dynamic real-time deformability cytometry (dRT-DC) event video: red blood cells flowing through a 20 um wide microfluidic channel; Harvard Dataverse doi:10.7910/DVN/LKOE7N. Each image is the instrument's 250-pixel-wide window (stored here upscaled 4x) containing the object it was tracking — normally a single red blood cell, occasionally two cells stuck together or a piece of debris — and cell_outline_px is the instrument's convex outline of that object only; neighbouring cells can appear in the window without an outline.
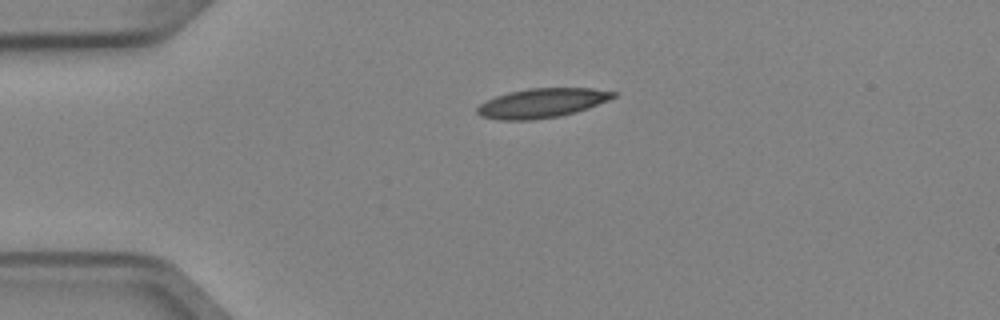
{"species": "Egyptian fruit bat (a non-hibernating species)", "species_latin": "Rousettus aegyptiacus", "temperature_condition": "cold", "stored_images_in_passage": 1, "camera_frame_rate_fps": 3000, "um_per_image_px": 0.085, "animal": {"sex": "female"}, "frame": {"image": 1, "passage_image": 1, "time_ms": 0.0, "image_size_px": [1000, 320], "cell_outline_px": [[616, 96], [608, 100], [588, 108], [576, 112], [560, 116], [528, 120], [500, 120], [480, 116], [476, 112], [476, 108], [480, 104], [496, 96], [508, 92], [528, 88], [592, 88], [616, 92]], "centroid_in_image_um": [46.05, 8.76], "position_along_channel_um": 38.9, "area_um2": 23.24}}